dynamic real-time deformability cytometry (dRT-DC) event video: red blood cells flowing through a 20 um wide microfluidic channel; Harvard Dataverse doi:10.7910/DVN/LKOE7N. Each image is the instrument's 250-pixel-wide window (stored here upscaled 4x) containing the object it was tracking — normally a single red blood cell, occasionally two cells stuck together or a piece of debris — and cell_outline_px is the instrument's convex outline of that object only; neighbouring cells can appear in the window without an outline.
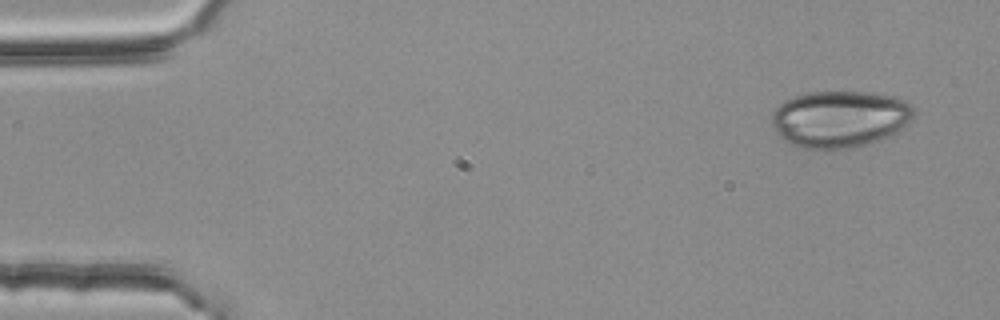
{"species": "common noctule bat (a hibernating species)", "species_latin": "Nyctalus noctula", "temperature_condition": "room temperature", "stored_images_in_passage": 5, "camera_frame_rate_fps": 3000, "um_per_image_px": 0.085, "animal": {"sex": "female", "body_mass_g": 25.1}, "frame": {"image": 1, "passage_image": 1, "time_ms": 0.0, "image_size_px": [1000, 320], "cell_outline_px": [[916, 116], [904, 128], [880, 140], [856, 148], [824, 152], [800, 148], [788, 144], [776, 132], [772, 124], [772, 112], [784, 100], [792, 96], [804, 92], [876, 92], [896, 96], [908, 100], [912, 104], [916, 112]], "centroid_in_image_um": [71.42, 10.14], "position_along_channel_um": 13.6, "area_um2": 48.78}}